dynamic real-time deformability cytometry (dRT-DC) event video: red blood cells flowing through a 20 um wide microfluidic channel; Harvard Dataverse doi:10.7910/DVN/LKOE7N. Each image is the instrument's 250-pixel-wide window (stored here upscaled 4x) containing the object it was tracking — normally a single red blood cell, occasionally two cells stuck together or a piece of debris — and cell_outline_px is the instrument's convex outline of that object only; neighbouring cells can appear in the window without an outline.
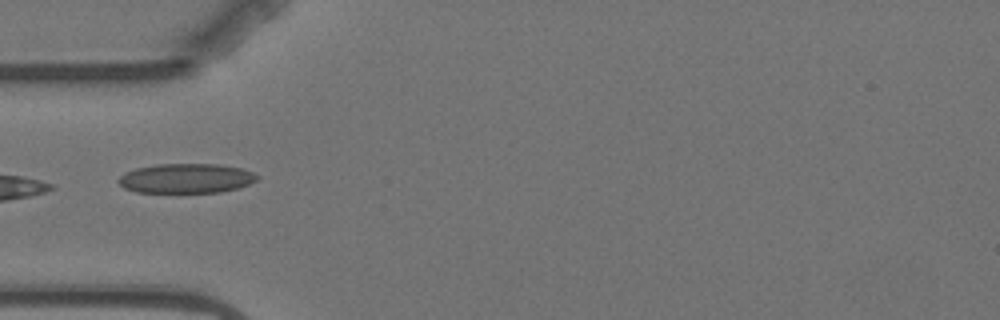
{"species": "Egyptian fruit bat (a non-hibernating species)", "species_latin": "Rousettus aegyptiacus", "temperature_condition": "warm", "stored_images_in_passage": 5, "camera_frame_rate_fps": 3000, "um_per_image_px": 0.085, "animal": {"sex": "female"}, "frame": {"image": 1, "passage_image": 4, "time_ms": 4.667, "image_size_px": [1000, 320], "cell_outline_px": [[260, 176], [256, 180], [248, 184], [236, 188], [220, 192], [136, 192], [124, 188], [116, 180], [124, 172], [136, 168], [156, 164], [220, 164], [240, 168], [252, 172]], "centroid_in_image_um": [15.79, 15.15], "position_along_channel_um": 69.2, "area_um2": 23.87}}
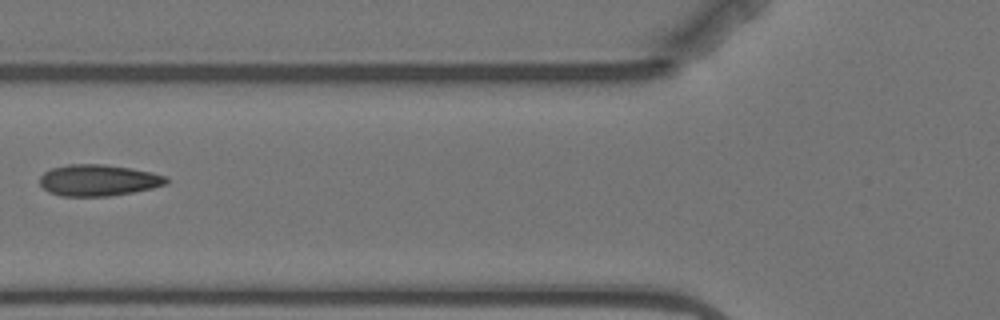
{"frame": {"image": 2, "passage_image": 5, "time_ms": 6.0, "image_size_px": [1000, 320], "cell_outline_px": [[172, 180], [168, 184], [152, 188], [132, 192], [108, 196], [60, 196], [48, 192], [40, 184], [40, 176], [44, 172], [52, 168], [68, 164], [104, 164], [132, 168], [152, 172], [164, 176]], "centroid_in_image_um": [8.38, 15.32], "position_along_channel_um": 117.4, "area_um2": 23.29}}